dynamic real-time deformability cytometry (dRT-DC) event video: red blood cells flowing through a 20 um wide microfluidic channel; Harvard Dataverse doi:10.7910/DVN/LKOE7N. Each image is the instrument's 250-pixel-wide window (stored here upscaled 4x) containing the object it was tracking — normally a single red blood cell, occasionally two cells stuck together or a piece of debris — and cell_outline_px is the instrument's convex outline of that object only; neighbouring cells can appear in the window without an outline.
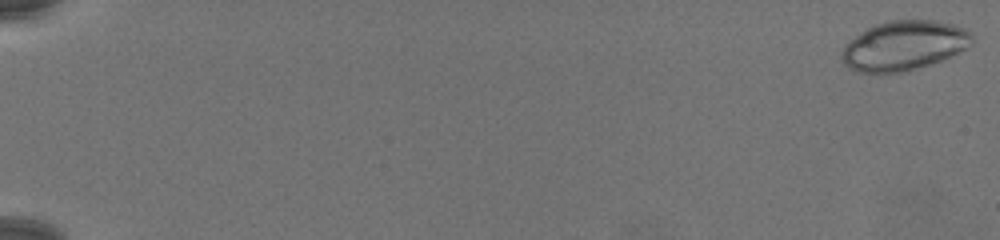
{"species": "common noctule bat (a hibernating species)", "species_latin": "Nyctalus noctula", "temperature_condition": "warm", "stored_images_in_passage": 78, "camera_frame_rate_fps": 3000, "um_per_image_px": 0.085, "animal": {"sex": "female", "body_mass_g": 19.5, "forearm_length_mm": 54.1}, "frame": {"image": 1, "passage_image": 1, "time_ms": 0.0, "image_size_px": [1000, 240], "cell_outline_px": [[972, 44], [940, 60], [904, 72], [856, 72], [848, 68], [844, 64], [840, 56], [840, 52], [844, 44], [868, 28], [876, 24], [892, 20], [932, 20], [952, 24], [964, 28], [972, 36]], "centroid_in_image_um": [76.77, 3.87], "position_along_channel_um": 8.2, "area_um2": 37.11}}
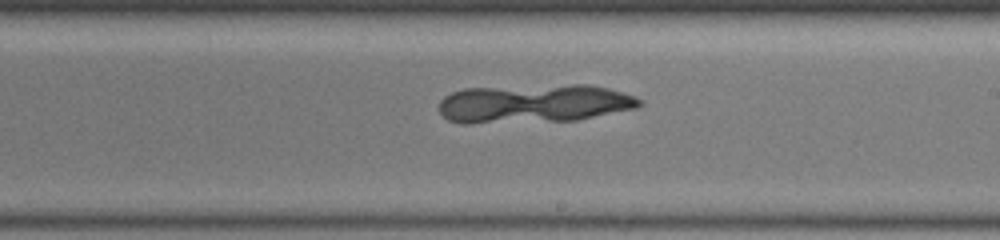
{"frame": {"image": 2, "passage_image": 50, "time_ms": 16.333, "image_size_px": [1000, 240], "cell_outline_px": [[644, 104], [636, 108], [576, 120], [472, 124], [460, 124], [448, 120], [440, 112], [440, 100], [444, 96], [452, 92], [464, 88], [572, 84], [588, 84], [608, 88], [636, 96], [644, 100]], "centroid_in_image_um": [45.38, 8.8], "position_along_channel_um": 243.6, "area_um2": 45.66}}
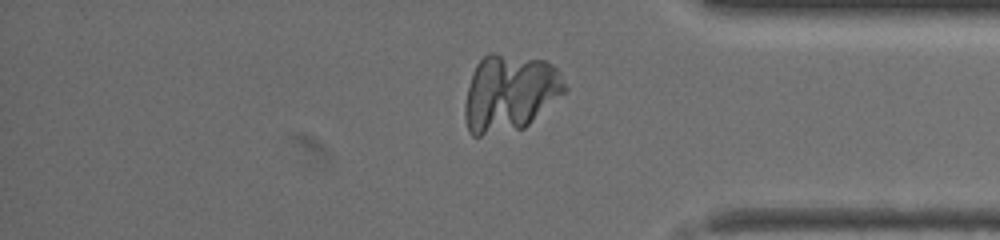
{"frame": {"image": 3, "passage_image": 67, "time_ms": 22.0, "image_size_px": [1000, 240], "cell_outline_px": [[568, 88], [564, 92], [524, 128], [480, 136], [472, 136], [468, 132], [464, 116], [464, 104], [472, 72], [476, 64], [488, 52], [496, 52], [544, 60], [552, 64], [560, 72]], "centroid_in_image_um": [43.3, 7.88], "position_along_channel_um": 391.9, "area_um2": 45.03}}